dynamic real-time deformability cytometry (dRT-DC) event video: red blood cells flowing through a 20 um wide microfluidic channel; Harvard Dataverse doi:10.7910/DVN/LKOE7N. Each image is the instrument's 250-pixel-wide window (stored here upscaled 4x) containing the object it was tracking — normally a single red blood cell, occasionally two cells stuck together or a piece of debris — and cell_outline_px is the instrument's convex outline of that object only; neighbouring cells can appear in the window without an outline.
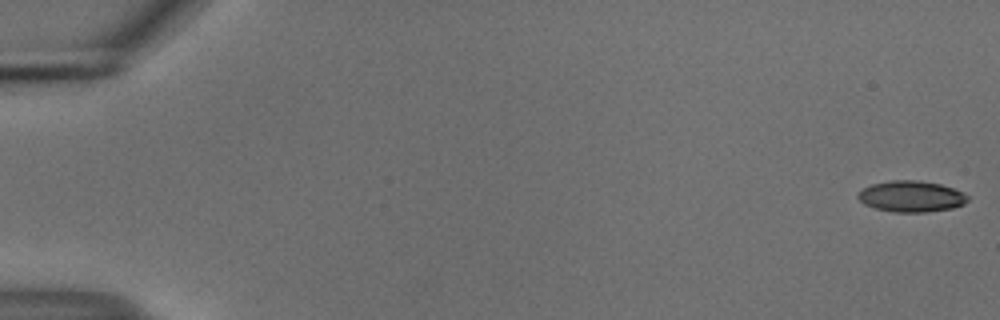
{"species": "common noctule bat (a hibernating species)", "species_latin": "Nyctalus noctula", "temperature_condition": "cold", "stored_images_in_passage": 55, "camera_frame_rate_fps": 3000, "um_per_image_px": 0.085, "animal": {"sex": "male", "body_mass_g": 18.8}, "frame": {"image": 1, "passage_image": 1, "time_ms": 0.0, "image_size_px": [1000, 320], "cell_outline_px": [[968, 200], [964, 204], [952, 208], [928, 212], [892, 212], [876, 208], [864, 204], [856, 196], [864, 188], [872, 184], [892, 180], [916, 180], [940, 184], [964, 192], [968, 196]], "centroid_in_image_um": [77.47, 16.7], "position_along_channel_um": 7.5, "area_um2": 19.83}}
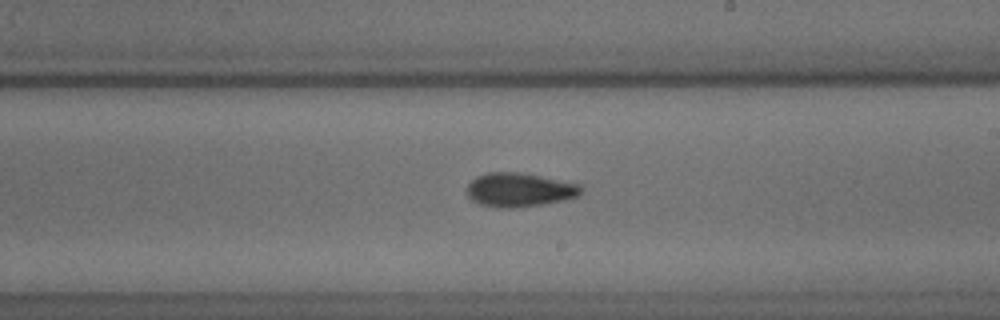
{"frame": {"image": 2, "passage_image": 33, "time_ms": 10.667, "image_size_px": [1000, 320], "cell_outline_px": [[584, 188], [576, 196], [564, 200], [540, 204], [512, 208], [500, 208], [480, 204], [472, 200], [468, 196], [468, 184], [476, 176], [488, 172], [516, 172], [540, 176], [584, 184]], "centroid_in_image_um": [44.17, 16.13], "position_along_channel_um": 244.8, "area_um2": 22.48}}
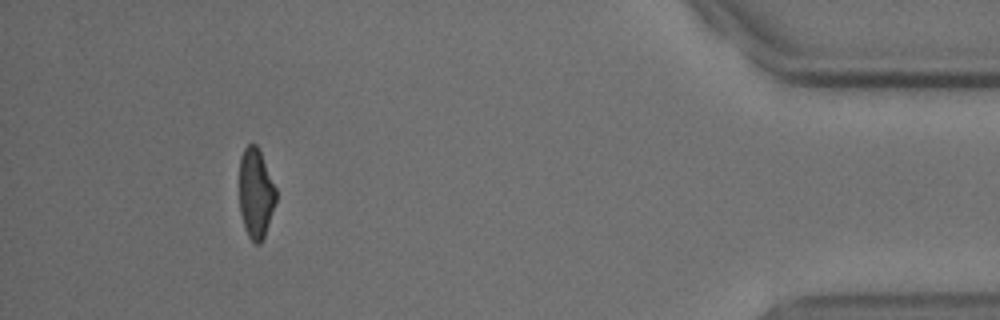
{"frame": {"image": 3, "passage_image": 51, "time_ms": 16.667, "image_size_px": [1000, 320], "cell_outline_px": [[276, 200], [264, 236], [260, 244], [256, 244], [248, 236], [244, 228], [240, 212], [240, 156], [244, 148], [248, 144], [256, 144], [260, 152], [276, 188]], "centroid_in_image_um": [21.73, 16.43], "position_along_channel_um": 413.5, "area_um2": 18.96}, "authors_computed_cell_mechanics": {"area_um2": 20.808, "velocity_mm_per_s": 3.7187, "shape_relaxation_time_tau1_ms": 3.6779, "shape_relaxation_time_tau2_ms": 3.6773, "deformation_change_tau1": 0.1231, "deformation_change_tau2": 0.0924}}